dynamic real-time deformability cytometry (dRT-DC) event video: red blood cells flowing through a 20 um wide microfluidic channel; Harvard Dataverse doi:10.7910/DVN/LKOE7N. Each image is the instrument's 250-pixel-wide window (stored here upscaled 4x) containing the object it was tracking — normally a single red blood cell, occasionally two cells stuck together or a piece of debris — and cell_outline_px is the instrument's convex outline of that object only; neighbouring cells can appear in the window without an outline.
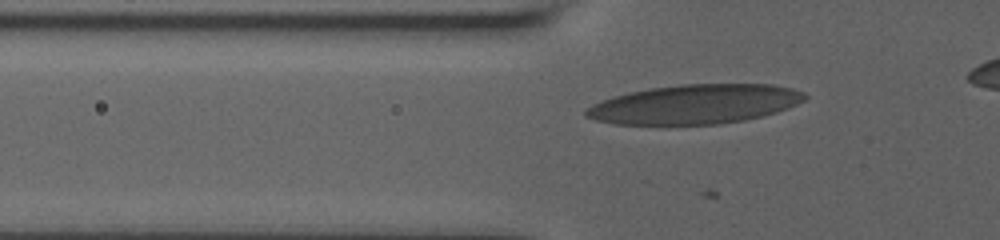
{"species": "human", "species_latin": "Homo sapiens", "temperature_condition": "room temperature", "stored_images_in_passage": 13, "camera_frame_rate_fps": 3000, "um_per_image_px": 0.085, "donor": {"sex": "male"}, "frame": {"image": 1, "passage_image": 5, "time_ms": 1.667, "image_size_px": [1000, 240], "cell_outline_px": [[808, 96], [804, 100], [796, 104], [776, 112], [744, 120], [716, 124], [616, 124], [596, 120], [584, 116], [584, 108], [592, 104], [612, 96], [628, 92], [648, 88], [680, 84], [772, 84], [792, 88], [804, 92]], "centroid_in_image_um": [59.03, 8.85], "position_along_channel_um": 66.8, "area_um2": 50.17}}
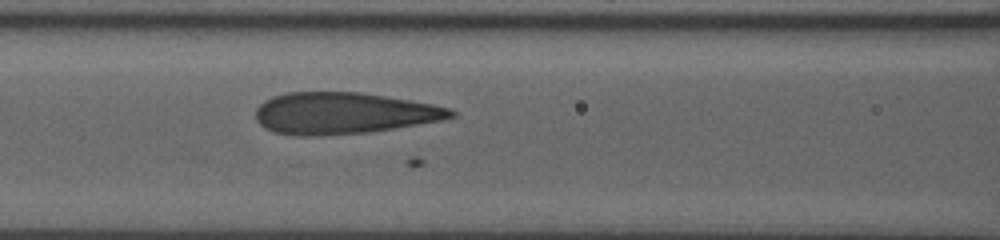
{"frame": {"image": 2, "passage_image": 10, "time_ms": 3.667, "image_size_px": [1000, 240], "cell_outline_px": [[456, 116], [440, 120], [368, 132], [320, 136], [292, 136], [272, 132], [264, 128], [256, 120], [256, 108], [264, 100], [272, 96], [288, 92], [360, 92], [432, 104], [452, 108], [456, 112]], "centroid_in_image_um": [29.13, 9.63], "position_along_channel_um": 137.5, "area_um2": 47.34}}
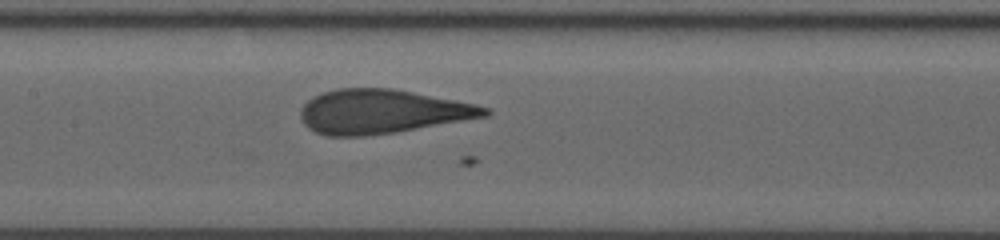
{"frame": {"image": 3, "passage_image": 13, "time_ms": 4.667, "image_size_px": [1000, 240], "cell_outline_px": [[492, 112], [488, 116], [396, 132], [364, 136], [328, 136], [316, 132], [308, 128], [304, 124], [300, 116], [300, 108], [312, 96], [324, 92], [340, 88], [392, 88], [476, 104], [488, 108]], "centroid_in_image_um": [32.45, 9.48], "position_along_channel_um": 174.9, "area_um2": 47.22}}